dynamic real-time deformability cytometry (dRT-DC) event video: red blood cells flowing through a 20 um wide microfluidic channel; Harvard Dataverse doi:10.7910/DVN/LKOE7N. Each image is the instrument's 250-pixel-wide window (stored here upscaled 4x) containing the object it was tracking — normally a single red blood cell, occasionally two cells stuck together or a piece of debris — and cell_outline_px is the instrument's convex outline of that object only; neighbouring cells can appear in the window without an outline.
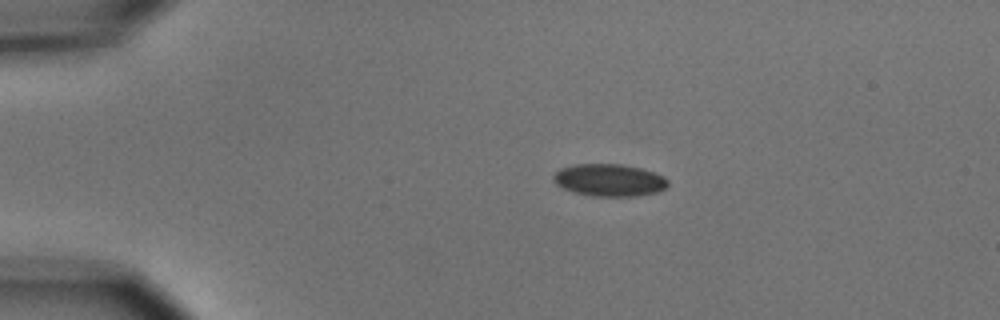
{"species": "common noctule bat (a hibernating species)", "species_latin": "Nyctalus noctula", "temperature_condition": "cold", "stored_images_in_passage": 2, "camera_frame_rate_fps": 3000, "um_per_image_px": 0.085, "animal": {"sex": "male", "body_mass_g": 15.6}, "frame": {"image": 1, "passage_image": 1, "time_ms": 0.0, "image_size_px": [1000, 320], "cell_outline_px": [[668, 184], [664, 188], [656, 192], [636, 196], [592, 196], [576, 192], [564, 188], [556, 184], [552, 180], [552, 176], [560, 168], [572, 164], [620, 164], [640, 168], [664, 176], [668, 180]], "centroid_in_image_um": [51.76, 15.3], "position_along_channel_um": 33.2, "area_um2": 21.44}}